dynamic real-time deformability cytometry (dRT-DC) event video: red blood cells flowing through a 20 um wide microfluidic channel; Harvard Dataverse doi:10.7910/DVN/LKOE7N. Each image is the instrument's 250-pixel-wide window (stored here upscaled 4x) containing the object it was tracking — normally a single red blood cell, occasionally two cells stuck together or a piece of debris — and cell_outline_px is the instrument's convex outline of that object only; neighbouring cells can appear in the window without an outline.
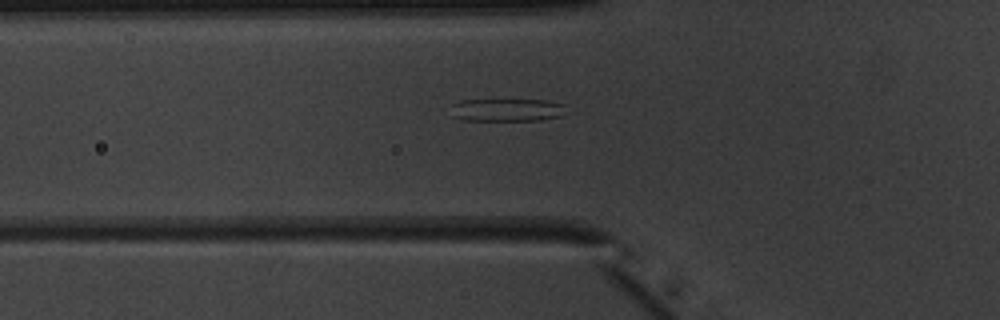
{"species": "common noctule bat (a hibernating species)", "species_latin": "Nyctalus noctula", "temperature_condition": "warm", "stored_images_in_passage": 36, "camera_frame_rate_fps": 3000, "um_per_image_px": 0.085, "animal": {"sex": "male", "body_mass_g": 20.1, "forearm_length_mm": 53.5}, "frame": {"image": 1, "passage_image": 3, "time_ms": 0.667, "image_size_px": [1000, 320], "cell_outline_px": [[564, 104], [560, 116], [540, 120], [464, 120], [452, 116], [452, 104], [460, 100], [544, 100]], "centroid_in_image_um": [43.02, 9.34], "position_along_channel_um": 82.8, "area_um2": 15.03}}
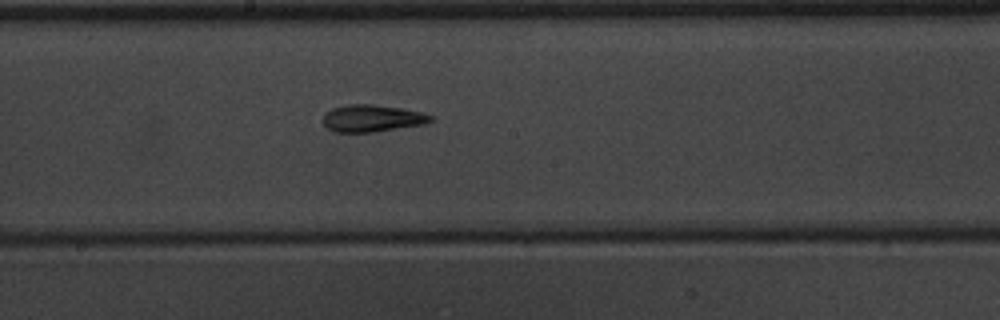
{"frame": {"image": 2, "passage_image": 13, "time_ms": 4.0, "image_size_px": [1000, 320], "cell_outline_px": [[436, 120], [424, 124], [376, 132], [336, 132], [328, 128], [324, 124], [324, 116], [332, 108], [348, 104], [372, 104], [400, 108], [420, 112], [432, 116]], "centroid_in_image_um": [31.66, 10.06], "position_along_channel_um": 216.5, "area_um2": 16.88}}
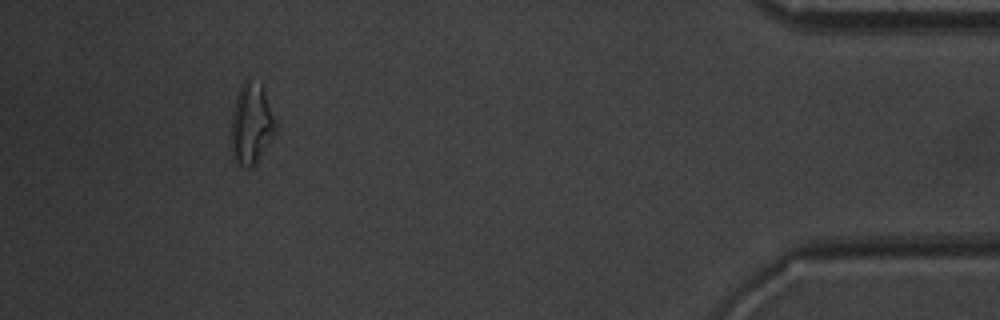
{"frame": {"image": 3, "passage_image": 32, "time_ms": 10.333, "image_size_px": [1000, 320], "cell_outline_px": [[276, 132], [252, 168], [248, 168], [240, 164], [232, 156], [232, 112], [236, 96], [240, 84], [248, 76], [260, 84], [264, 92], [276, 124]], "centroid_in_image_um": [21.35, 10.49], "position_along_channel_um": 413.9, "area_um2": 20.63}, "authors_computed_cell_mechanics": {"area_um2": 16.8776, "velocity_mm_per_s": 3.9892, "shape_relaxation_time_tau1_ms": null, "shape_relaxation_time_tau2_ms": 2.1454, "deformation_change_tau1": null, "deformation_change_tau2": 0.114}}